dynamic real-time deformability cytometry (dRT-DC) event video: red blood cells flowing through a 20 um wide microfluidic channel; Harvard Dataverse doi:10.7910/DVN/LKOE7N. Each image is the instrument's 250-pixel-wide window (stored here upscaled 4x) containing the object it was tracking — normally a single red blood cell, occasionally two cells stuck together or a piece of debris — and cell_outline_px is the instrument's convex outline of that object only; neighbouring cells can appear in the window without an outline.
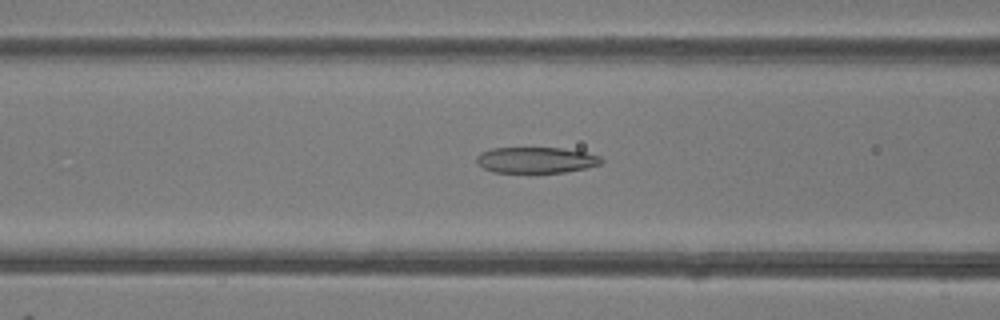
{"species": "common noctule bat (a hibernating species)", "species_latin": "Nyctalus noctula", "temperature_condition": "room temperature", "stored_images_in_passage": 49, "camera_frame_rate_fps": 3000, "um_per_image_px": 0.085, "animal": {"sex": "female"}, "frame": {"image": 1, "passage_image": 19, "time_ms": 6.0, "image_size_px": [1000, 320], "cell_outline_px": [[604, 160], [600, 164], [588, 168], [564, 172], [492, 172], [476, 164], [476, 156], [480, 152], [492, 148], [564, 148], [584, 152], [600, 156]], "centroid_in_image_um": [45.55, 13.6], "position_along_channel_um": 121.1, "area_um2": 18.96}}
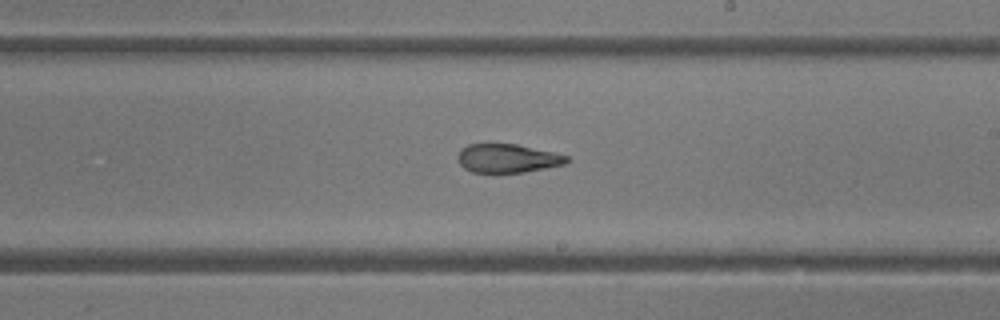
{"frame": {"image": 2, "passage_image": 28, "time_ms": 9.0, "image_size_px": [1000, 320], "cell_outline_px": [[568, 160], [564, 164], [524, 172], [496, 176], [472, 172], [464, 168], [460, 164], [456, 156], [460, 148], [468, 144], [516, 144], [552, 152], [568, 156]], "centroid_in_image_um": [43.04, 13.5], "position_along_channel_um": 246.0, "area_um2": 18.79}}
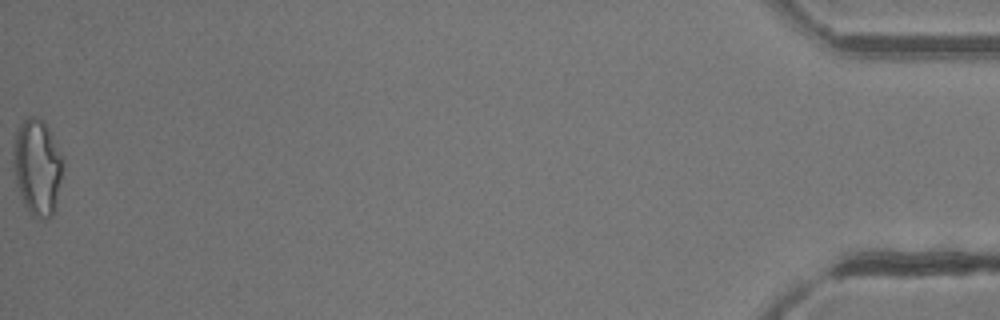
{"frame": {"image": 3, "passage_image": 49, "time_ms": 16.0, "image_size_px": [1000, 320], "cell_outline_px": [[64, 168], [56, 204], [52, 216], [48, 220], [32, 216], [24, 204], [16, 184], [12, 164], [12, 152], [16, 128], [28, 116], [36, 116], [44, 120], [64, 156]], "centroid_in_image_um": [3.18, 14.17], "position_along_channel_um": 432.0, "area_um2": 28.61}, "authors_computed_cell_mechanics": {"area_um2": 21.2126, "velocity_mm_per_s": 4.1618, "shape_relaxation_time_tau1_ms": null, "shape_relaxation_time_tau2_ms": 1.0196, "deformation_change_tau1": null, "deformation_change_tau2": 0.0908}}